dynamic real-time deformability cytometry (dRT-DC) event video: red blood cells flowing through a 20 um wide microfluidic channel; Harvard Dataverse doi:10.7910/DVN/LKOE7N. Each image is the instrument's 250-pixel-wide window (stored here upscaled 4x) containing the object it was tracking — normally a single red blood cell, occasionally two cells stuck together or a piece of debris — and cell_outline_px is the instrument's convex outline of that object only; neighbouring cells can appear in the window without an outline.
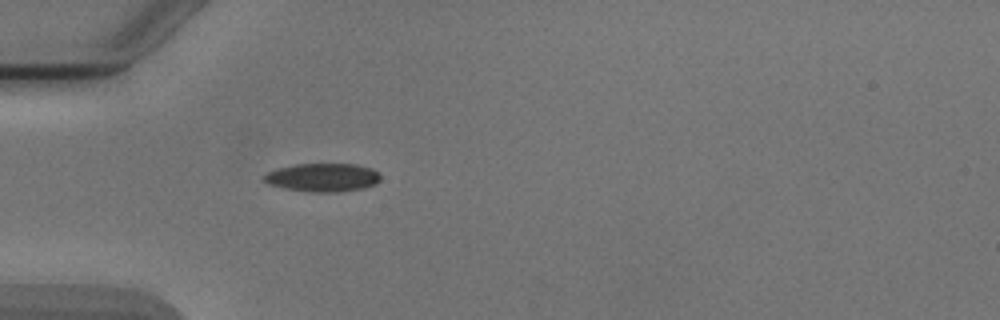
{"species": "Egyptian fruit bat (a non-hibernating species)", "species_latin": "Rousettus aegyptiacus", "temperature_condition": "cold", "stored_images_in_passage": 1, "camera_frame_rate_fps": 3000, "um_per_image_px": 0.085, "animal": {"sex": "male"}, "frame": {"image": 1, "passage_image": 1, "time_ms": 0.0, "image_size_px": [1000, 320], "cell_outline_px": [[380, 180], [376, 184], [364, 188], [336, 192], [312, 192], [284, 188], [268, 184], [264, 180], [264, 176], [268, 172], [280, 168], [296, 164], [356, 164], [372, 168], [380, 176]], "centroid_in_image_um": [27.46, 15.09], "position_along_channel_um": 57.5, "area_um2": 19.13}}